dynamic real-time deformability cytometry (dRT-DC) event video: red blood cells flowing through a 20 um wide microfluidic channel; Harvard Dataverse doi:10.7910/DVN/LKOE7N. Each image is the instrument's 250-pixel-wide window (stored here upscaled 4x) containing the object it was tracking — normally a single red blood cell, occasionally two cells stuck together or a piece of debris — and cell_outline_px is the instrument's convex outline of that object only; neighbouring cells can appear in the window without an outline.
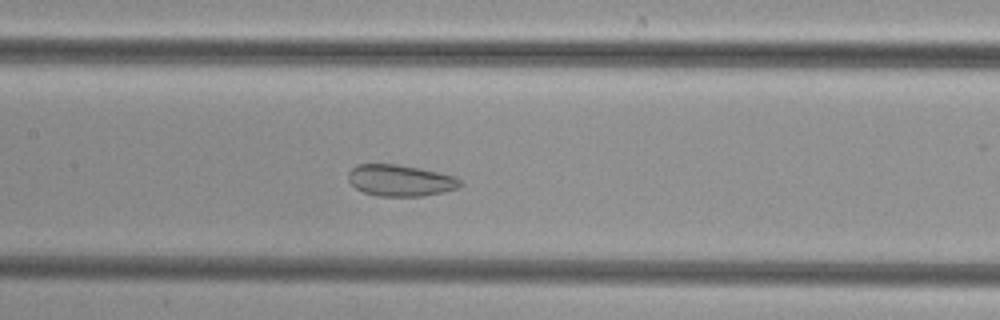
{"species": "common noctule bat (a hibernating species)", "species_latin": "Nyctalus noctula", "temperature_condition": "cold", "stored_images_in_passage": 34, "camera_frame_rate_fps": 3000, "um_per_image_px": 0.085, "animal": {"sex": "female", "body_mass_g": 29.2, "forearm_length_mm": 56.3}, "frame": {"image": 1, "passage_image": 8, "time_ms": 2.333, "image_size_px": [1000, 320], "cell_outline_px": [[464, 184], [456, 188], [444, 192], [420, 196], [376, 196], [364, 192], [356, 188], [348, 180], [348, 172], [356, 164], [396, 164], [420, 168], [452, 176], [460, 180]], "centroid_in_image_um": [33.99, 15.34], "position_along_channel_um": 173.4, "area_um2": 20.4}}
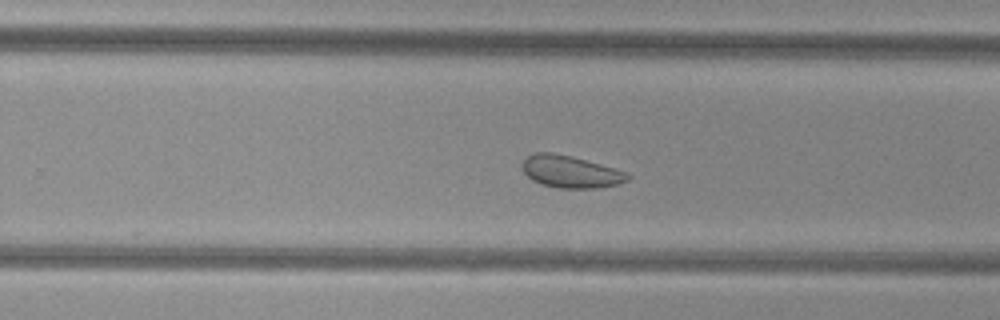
{"frame": {"image": 2, "passage_image": 16, "time_ms": 5.0, "image_size_px": [1000, 320], "cell_outline_px": [[632, 176], [628, 180], [616, 184], [596, 188], [556, 188], [540, 184], [532, 180], [524, 172], [524, 160], [528, 156], [536, 152], [552, 152], [584, 160], [628, 172]], "centroid_in_image_um": [48.5, 14.61], "position_along_channel_um": 281.3, "area_um2": 19.42}}
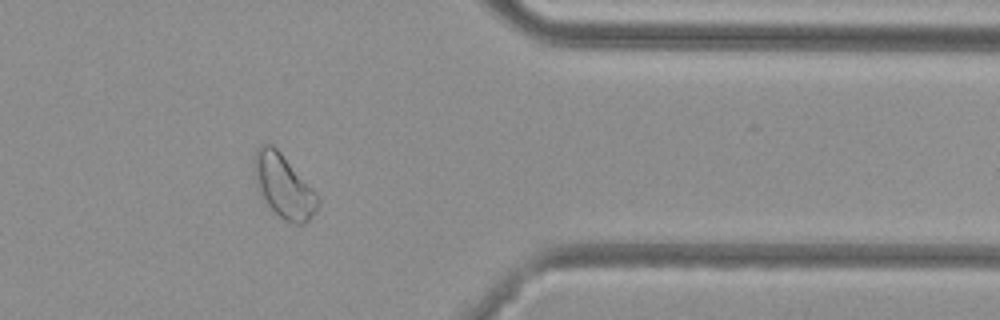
{"frame": {"image": 3, "passage_image": 25, "time_ms": 8.0, "image_size_px": [1000, 320], "cell_outline_px": [[320, 204], [316, 212], [304, 224], [292, 224], [284, 220], [264, 200], [256, 184], [252, 168], [252, 164], [256, 148], [260, 144], [272, 144], [280, 152], [320, 196]], "centroid_in_image_um": [24.11, 15.81], "position_along_channel_um": 387.3, "area_um2": 23.64}}